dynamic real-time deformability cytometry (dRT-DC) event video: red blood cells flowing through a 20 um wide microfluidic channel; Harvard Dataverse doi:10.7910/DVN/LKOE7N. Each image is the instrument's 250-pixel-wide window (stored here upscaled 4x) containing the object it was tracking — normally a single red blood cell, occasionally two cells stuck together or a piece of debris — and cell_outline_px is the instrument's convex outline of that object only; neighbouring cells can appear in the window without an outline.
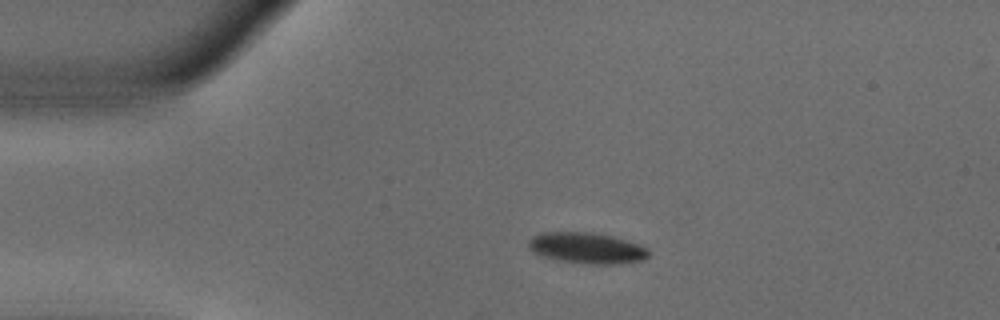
{"species": "common noctule bat (a hibernating species)", "species_latin": "Nyctalus noctula", "temperature_condition": "warm", "stored_images_in_passage": 43, "camera_frame_rate_fps": 3000, "um_per_image_px": 0.085, "animal": {"sex": "male", "body_mass_g": 18.8}, "frame": {"image": 1, "passage_image": 1, "time_ms": 0.0, "image_size_px": [1000, 320], "cell_outline_px": [[648, 256], [644, 260], [612, 264], [592, 264], [564, 260], [544, 256], [528, 248], [528, 240], [532, 236], [540, 232], [592, 232], [612, 236], [640, 244], [648, 248]], "centroid_in_image_um": [49.9, 21.06], "position_along_channel_um": 35.1, "area_um2": 21.44}}
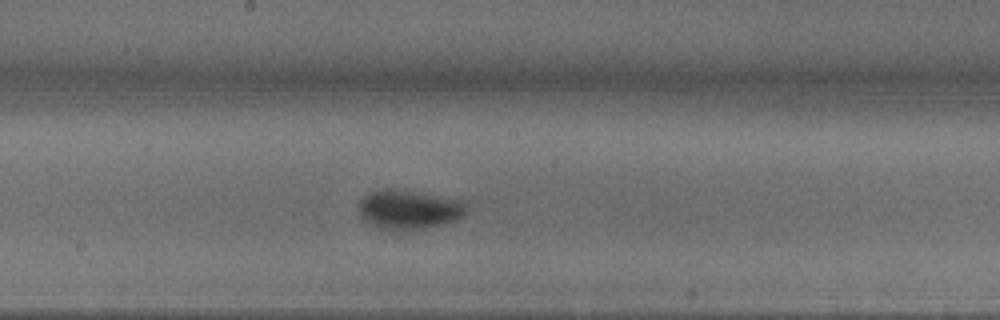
{"frame": {"image": 2, "passage_image": 18, "time_ms": 5.667, "image_size_px": [1000, 320], "cell_outline_px": [[464, 216], [456, 220], [424, 228], [404, 232], [388, 232], [376, 228], [364, 220], [356, 208], [356, 204], [368, 192], [380, 188], [396, 188], [420, 192], [460, 200], [464, 204]], "centroid_in_image_um": [34.63, 17.82], "position_along_channel_um": 213.6, "area_um2": 25.37}}
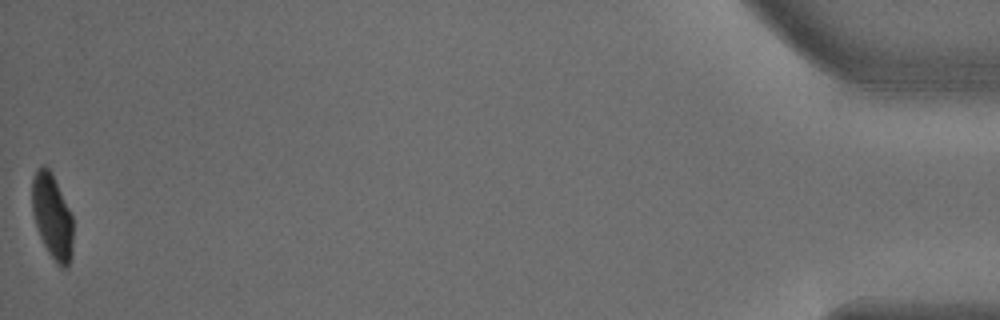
{"frame": {"image": 3, "passage_image": 43, "time_ms": 14.0, "image_size_px": [1000, 320], "cell_outline_px": [[72, 256], [68, 268], [60, 268], [48, 252], [40, 236], [32, 212], [32, 176], [40, 164], [44, 164], [52, 172], [72, 216]], "centroid_in_image_um": [4.43, 18.39], "position_along_channel_um": 430.8, "area_um2": 20.35}, "authors_computed_cell_mechanics": {"area_um2": 23.3512, "velocity_mm_per_s": 3.7812, "shape_relaxation_time_tau1_ms": 2.843, "shape_relaxation_time_tau2_ms": null, "deformation_change_tau1": 0.1655, "deformation_change_tau2": null}}